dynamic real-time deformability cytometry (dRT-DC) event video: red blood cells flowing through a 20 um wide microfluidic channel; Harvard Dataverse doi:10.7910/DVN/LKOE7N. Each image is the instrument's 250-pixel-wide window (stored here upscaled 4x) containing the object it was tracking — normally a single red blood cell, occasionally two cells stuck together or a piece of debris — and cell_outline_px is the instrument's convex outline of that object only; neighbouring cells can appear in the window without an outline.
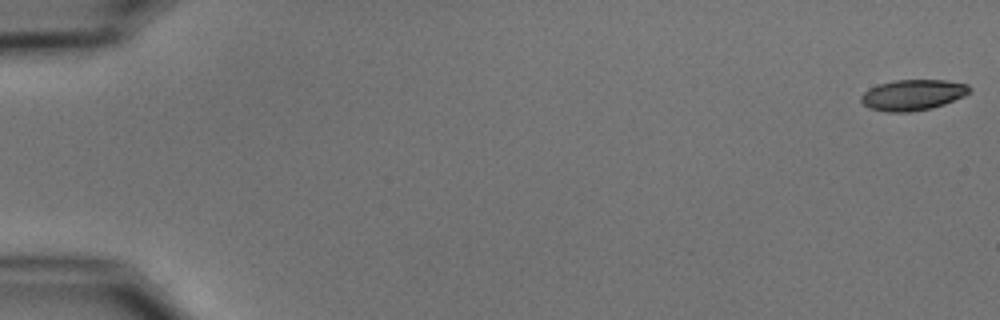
{"species": "common noctule bat (a hibernating species)", "species_latin": "Nyctalus noctula", "temperature_condition": "cold", "stored_images_in_passage": 8, "camera_frame_rate_fps": 3000, "um_per_image_px": 0.085, "animal": {"sex": "male", "body_mass_g": 15.6}, "frame": {"image": 1, "passage_image": 1, "time_ms": 0.0, "image_size_px": [1000, 320], "cell_outline_px": [[972, 92], [964, 96], [944, 104], [932, 108], [908, 112], [888, 112], [868, 108], [860, 100], [860, 96], [868, 88], [880, 84], [896, 80], [944, 80], [968, 84], [972, 88]], "centroid_in_image_um": [77.6, 8.07], "position_along_channel_um": 7.4, "area_um2": 19.54}}
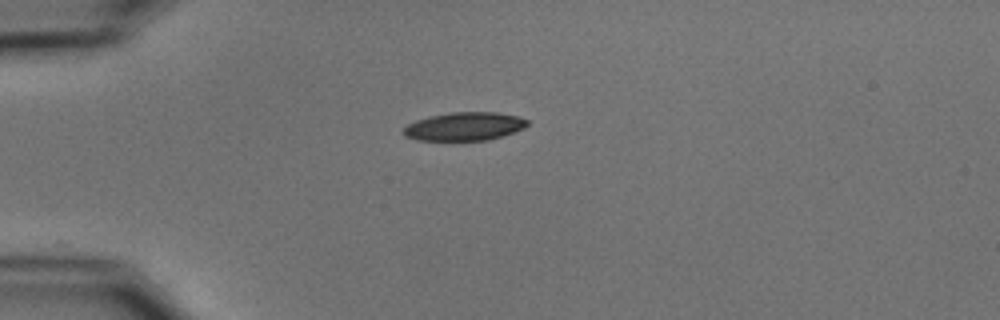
{"frame": {"image": 2, "passage_image": 5, "time_ms": 4.667, "image_size_px": [1000, 320], "cell_outline_px": [[528, 124], [524, 128], [488, 140], [416, 140], [404, 136], [400, 132], [408, 124], [416, 120], [428, 116], [452, 112], [496, 112], [520, 116], [528, 120]], "centroid_in_image_um": [39.44, 10.74], "position_along_channel_um": 45.6, "area_um2": 20.52}}